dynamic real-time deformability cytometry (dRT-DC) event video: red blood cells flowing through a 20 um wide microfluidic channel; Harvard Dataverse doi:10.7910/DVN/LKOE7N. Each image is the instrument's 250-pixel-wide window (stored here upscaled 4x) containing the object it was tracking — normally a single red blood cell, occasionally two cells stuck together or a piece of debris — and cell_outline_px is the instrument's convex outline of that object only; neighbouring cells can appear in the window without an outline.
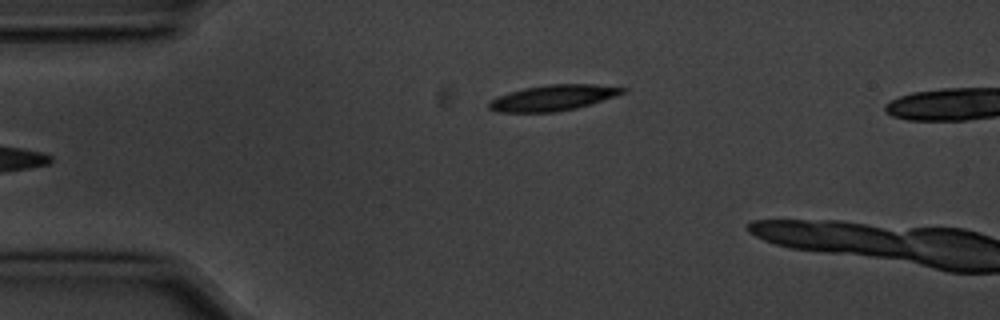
{"species": "common noctule bat (a hibernating species)", "species_latin": "Nyctalus noctula", "temperature_condition": "cold", "stored_images_in_passage": 3, "camera_frame_rate_fps": 3000, "um_per_image_px": 0.085, "animal": {"sex": "male", "body_mass_g": 20.1, "forearm_length_mm": 53.5}, "frame": {"image": 1, "passage_image": 3, "time_ms": 0.667, "image_size_px": [1000, 320], "cell_outline_px": [[628, 92], [592, 104], [576, 108], [556, 112], [496, 112], [488, 108], [488, 100], [496, 96], [508, 92], [524, 88], [548, 84], [596, 84], [628, 88]], "centroid_in_image_um": [47.02, 8.31], "position_along_channel_um": 38.0, "area_um2": 20.4}}